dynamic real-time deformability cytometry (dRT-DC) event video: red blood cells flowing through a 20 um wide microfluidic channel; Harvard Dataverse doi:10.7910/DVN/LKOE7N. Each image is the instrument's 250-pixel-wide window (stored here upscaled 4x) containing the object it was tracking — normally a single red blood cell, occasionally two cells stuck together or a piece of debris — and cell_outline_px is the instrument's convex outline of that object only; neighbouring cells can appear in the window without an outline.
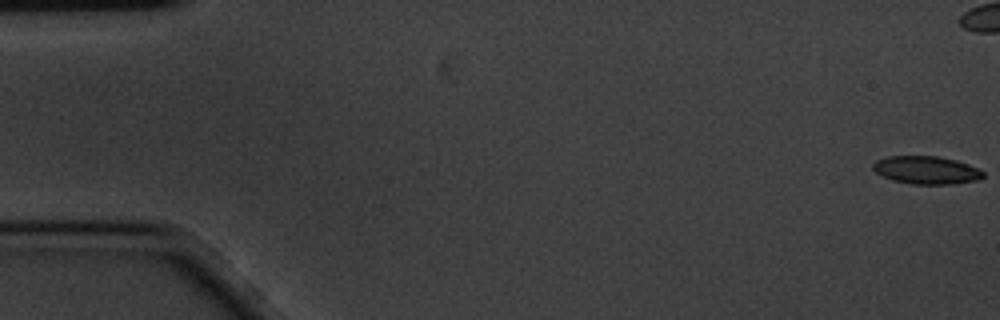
{"species": "common noctule bat (a hibernating species)", "species_latin": "Nyctalus noctula", "temperature_condition": "cold", "stored_images_in_passage": 6, "camera_frame_rate_fps": 3000, "um_per_image_px": 0.085, "animal": {"sex": "male", "body_mass_g": 20.1, "forearm_length_mm": 53.5}, "frame": {"image": 1, "passage_image": 1, "time_ms": 0.0, "image_size_px": [1000, 320], "cell_outline_px": [[984, 176], [976, 180], [952, 184], [912, 184], [892, 180], [876, 172], [872, 168], [872, 164], [876, 160], [888, 156], [936, 156], [956, 160], [968, 164], [984, 172]], "centroid_in_image_um": [78.72, 14.45], "position_along_channel_um": 6.3, "area_um2": 17.8}}
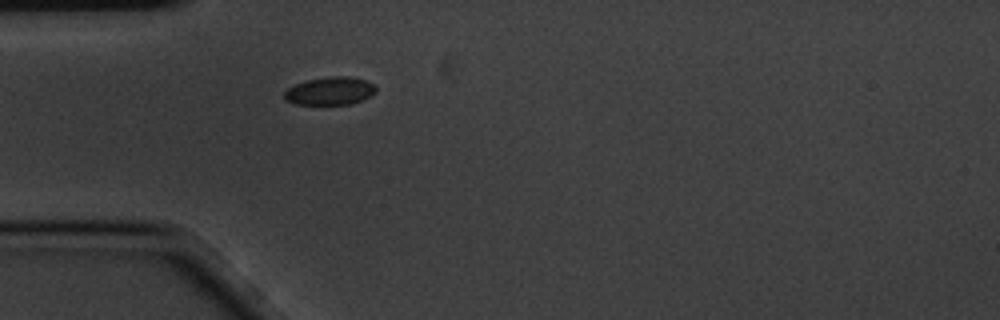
{"frame": {"image": 2, "passage_image": 6, "time_ms": 1.667, "image_size_px": [1000, 320], "cell_outline_px": [[376, 92], [360, 100], [348, 104], [296, 104], [284, 100], [284, 92], [288, 88], [296, 84], [308, 80], [328, 76], [348, 76], [368, 80], [376, 88]], "centroid_in_image_um": [28.03, 7.72], "position_along_channel_um": 57.0, "area_um2": 14.8}}